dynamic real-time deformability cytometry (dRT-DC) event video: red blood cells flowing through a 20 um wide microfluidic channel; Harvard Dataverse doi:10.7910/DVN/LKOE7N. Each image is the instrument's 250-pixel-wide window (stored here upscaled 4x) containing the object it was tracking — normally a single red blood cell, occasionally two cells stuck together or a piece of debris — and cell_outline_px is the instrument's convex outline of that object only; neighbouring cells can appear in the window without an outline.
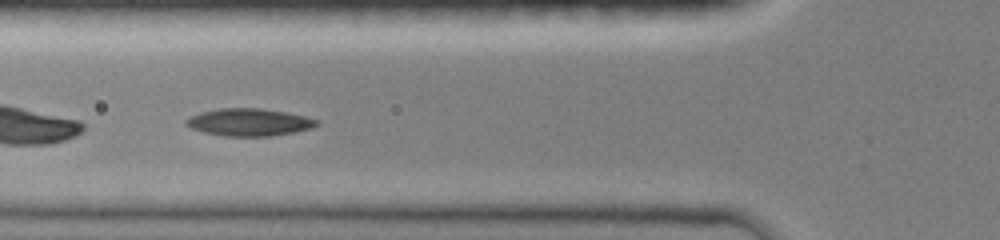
{"species": "common noctule bat (a hibernating species)", "species_latin": "Nyctalus noctula", "temperature_condition": "room temperature", "stored_images_in_passage": 43, "camera_frame_rate_fps": 3000, "um_per_image_px": 0.085, "animal": {"sex": "female", "body_mass_g": 19.0, "forearm_length_mm": 51.5}, "frame": {"image": 1, "passage_image": 16, "time_ms": 5.333, "image_size_px": [1000, 240], "cell_outline_px": [[320, 124], [312, 128], [272, 136], [224, 136], [204, 132], [192, 128], [184, 124], [184, 120], [200, 112], [220, 108], [260, 108], [284, 112], [304, 116], [320, 120]], "centroid_in_image_um": [21.18, 10.39], "position_along_channel_um": 104.6, "area_um2": 20.81}}
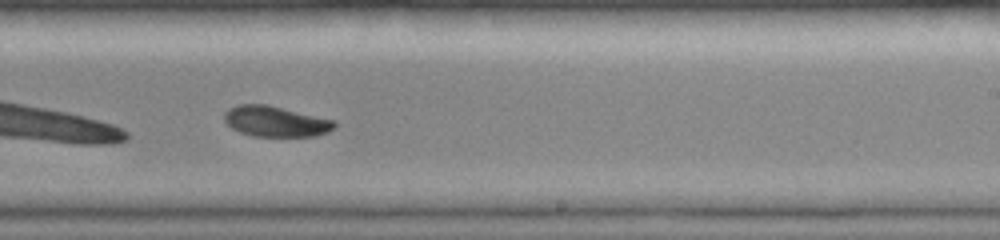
{"frame": {"image": 2, "passage_image": 28, "time_ms": 9.333, "image_size_px": [1000, 240], "cell_outline_px": [[336, 124], [328, 132], [316, 136], [252, 136], [240, 132], [232, 128], [224, 120], [224, 112], [228, 108], [236, 104], [268, 104], [336, 120]], "centroid_in_image_um": [23.41, 10.3], "position_along_channel_um": 265.6, "area_um2": 19.83}}
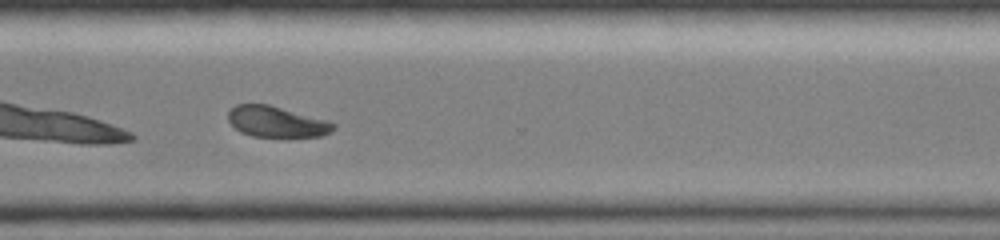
{"frame": {"image": 3, "passage_image": 34, "time_ms": 11.333, "image_size_px": [1000, 240], "cell_outline_px": [[336, 128], [324, 136], [252, 136], [240, 132], [228, 120], [228, 112], [236, 104], [268, 104], [328, 120], [336, 124]], "centroid_in_image_um": [23.53, 10.34], "position_along_channel_um": 347.1, "area_um2": 18.84}, "authors_computed_cell_mechanics": {"area_um2": 20.9814, "velocity_mm_per_s": 4.0455, "shape_relaxation_time_tau1_ms": 5.5064, "shape_relaxation_time_tau2_ms": null, "deformation_change_tau1": 0.1302, "deformation_change_tau2": null}}